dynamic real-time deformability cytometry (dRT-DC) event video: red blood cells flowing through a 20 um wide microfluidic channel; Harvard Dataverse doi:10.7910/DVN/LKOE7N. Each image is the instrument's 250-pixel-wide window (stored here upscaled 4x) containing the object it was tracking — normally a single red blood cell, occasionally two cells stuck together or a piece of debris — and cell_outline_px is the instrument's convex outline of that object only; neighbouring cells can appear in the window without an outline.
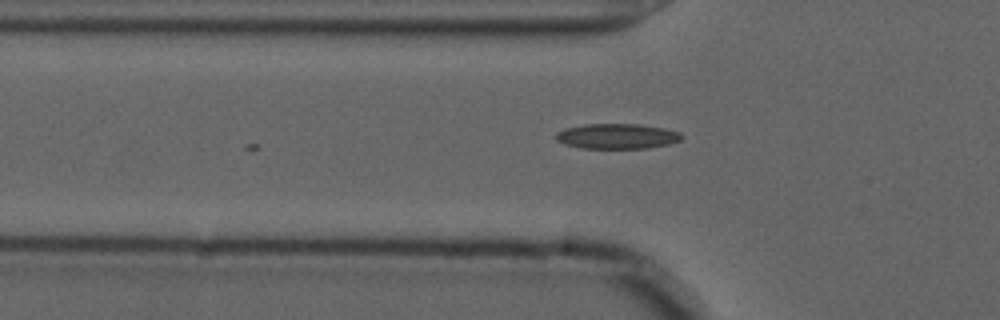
{"species": "common noctule bat (a hibernating species)", "species_latin": "Nyctalus noctula", "temperature_condition": "cold", "stored_images_in_passage": 3, "camera_frame_rate_fps": 3000, "um_per_image_px": 0.085, "animal": {"sex": "male", "forearm_length_mm": 52.5}, "frame": {"image": 1, "passage_image": 3, "time_ms": 0.667, "image_size_px": [1000, 320], "cell_outline_px": [[684, 136], [680, 140], [668, 144], [648, 148], [580, 148], [564, 144], [556, 140], [552, 136], [556, 132], [564, 128], [584, 124], [640, 124], [664, 128], [680, 132]], "centroid_in_image_um": [52.4, 11.57], "position_along_channel_um": 73.4, "area_um2": 18.67}}